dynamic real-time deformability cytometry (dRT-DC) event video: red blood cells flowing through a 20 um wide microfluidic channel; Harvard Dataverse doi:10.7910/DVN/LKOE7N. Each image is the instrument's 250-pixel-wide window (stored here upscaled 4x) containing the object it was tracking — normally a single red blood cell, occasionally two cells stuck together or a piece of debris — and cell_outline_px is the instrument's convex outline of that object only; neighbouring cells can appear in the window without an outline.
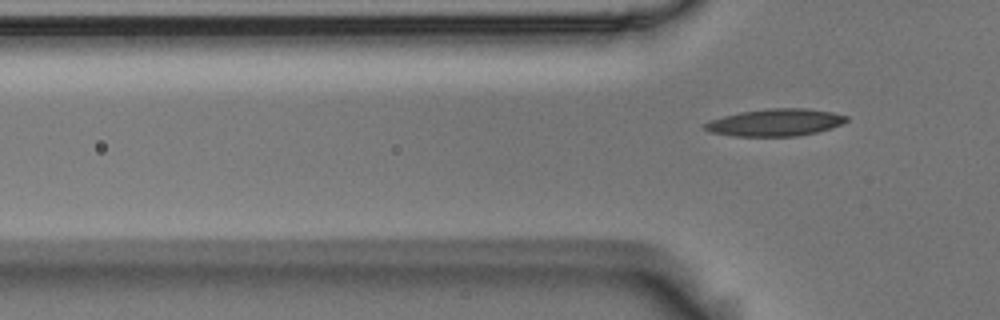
{"species": "Egyptian fruit bat (a non-hibernating species)", "species_latin": "Rousettus aegyptiacus", "temperature_condition": "room temperature", "stored_images_in_passage": 3, "camera_frame_rate_fps": 3000, "um_per_image_px": 0.085, "animal": {"sex": "male"}, "frame": {"image": 1, "passage_image": 3, "time_ms": 0.667, "image_size_px": [1000, 320], "cell_outline_px": [[848, 120], [832, 128], [816, 132], [796, 136], [732, 136], [712, 132], [704, 128], [704, 124], [712, 120], [724, 116], [740, 112], [768, 108], [804, 108], [832, 112], [848, 116]], "centroid_in_image_um": [65.92, 10.41], "position_along_channel_um": 59.9, "area_um2": 22.25}}